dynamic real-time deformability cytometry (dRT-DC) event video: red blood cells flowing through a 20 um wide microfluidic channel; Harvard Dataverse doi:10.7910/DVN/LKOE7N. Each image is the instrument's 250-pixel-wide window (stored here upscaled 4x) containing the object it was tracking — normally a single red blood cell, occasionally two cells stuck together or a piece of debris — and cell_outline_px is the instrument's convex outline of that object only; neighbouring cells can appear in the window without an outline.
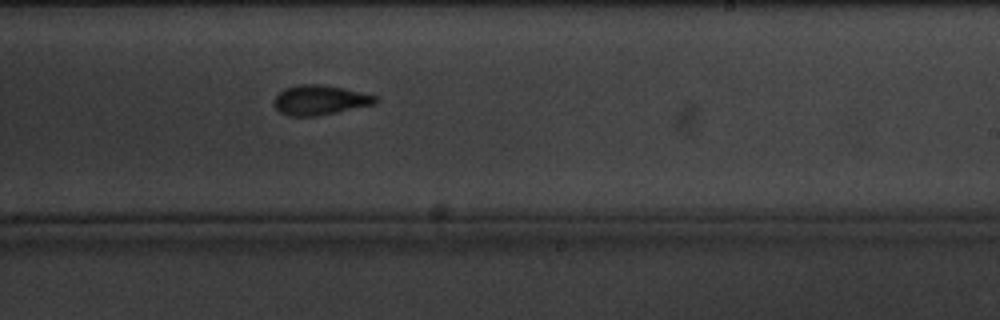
{"species": "common noctule bat (a hibernating species)", "species_latin": "Nyctalus noctula", "temperature_condition": "cold", "stored_images_in_passage": 7, "camera_frame_rate_fps": 3000, "um_per_image_px": 0.085, "animal": {"sex": "male", "body_mass_g": 20.1, "forearm_length_mm": 53.5}, "frame": {"image": 1, "passage_image": 7, "time_ms": 7.0, "image_size_px": [1000, 320], "cell_outline_px": [[376, 104], [316, 116], [288, 116], [280, 112], [272, 104], [272, 100], [284, 88], [300, 84], [324, 84], [344, 88], [376, 96]], "centroid_in_image_um": [27.14, 8.5], "position_along_channel_um": 261.9, "area_um2": 17.63}}